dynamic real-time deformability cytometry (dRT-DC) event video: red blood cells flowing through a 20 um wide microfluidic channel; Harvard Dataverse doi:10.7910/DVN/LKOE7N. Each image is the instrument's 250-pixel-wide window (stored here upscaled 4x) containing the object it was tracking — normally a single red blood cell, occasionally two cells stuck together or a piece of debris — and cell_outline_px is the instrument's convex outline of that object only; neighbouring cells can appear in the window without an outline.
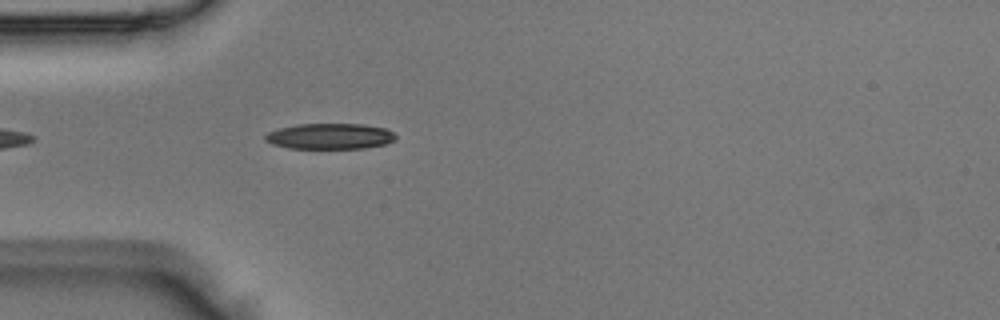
{"species": "Egyptian fruit bat (a non-hibernating species)", "species_latin": "Rousettus aegyptiacus", "temperature_condition": "room temperature", "stored_images_in_passage": 5, "camera_frame_rate_fps": 3000, "um_per_image_px": 0.085, "animal": {"sex": "male"}, "frame": {"image": 1, "passage_image": 1, "time_ms": 0.0, "image_size_px": [1000, 320], "cell_outline_px": [[396, 140], [384, 144], [364, 148], [288, 148], [272, 144], [264, 140], [264, 136], [268, 132], [280, 128], [296, 124], [364, 124], [384, 128], [392, 132], [396, 136]], "centroid_in_image_um": [28.03, 11.58], "position_along_channel_um": 57.0, "area_um2": 19.54}}